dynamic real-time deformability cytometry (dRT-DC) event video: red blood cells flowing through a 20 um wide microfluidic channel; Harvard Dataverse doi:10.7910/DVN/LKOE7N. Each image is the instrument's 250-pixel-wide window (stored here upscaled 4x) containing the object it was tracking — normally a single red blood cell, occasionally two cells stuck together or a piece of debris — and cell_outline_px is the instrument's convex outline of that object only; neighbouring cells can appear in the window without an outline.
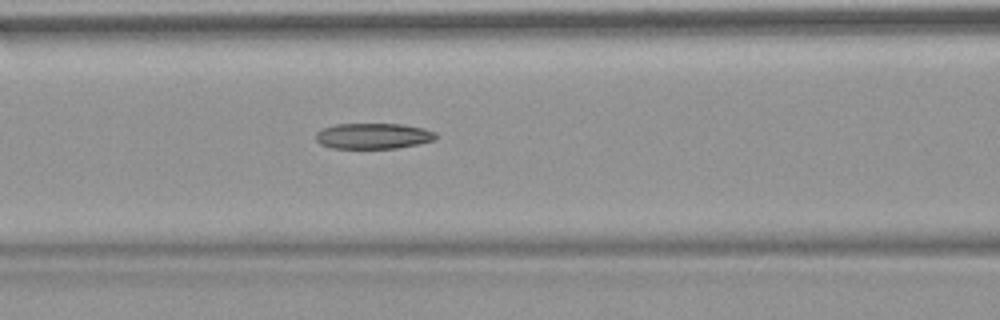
{"species": "common noctule bat (a hibernating species)", "species_latin": "Nyctalus noctula", "temperature_condition": "warm", "stored_images_in_passage": 43, "camera_frame_rate_fps": 3000, "um_per_image_px": 0.085, "animal": {"sex": "female", "body_mass_g": 18.4}, "frame": {"image": 1, "passage_image": 13, "time_ms": 4.0, "image_size_px": [1000, 320], "cell_outline_px": [[436, 136], [432, 140], [416, 144], [396, 148], [332, 148], [320, 144], [316, 140], [316, 132], [324, 128], [336, 124], [404, 124], [424, 128], [436, 132]], "centroid_in_image_um": [31.7, 11.55], "position_along_channel_um": 134.9, "area_um2": 17.86}}